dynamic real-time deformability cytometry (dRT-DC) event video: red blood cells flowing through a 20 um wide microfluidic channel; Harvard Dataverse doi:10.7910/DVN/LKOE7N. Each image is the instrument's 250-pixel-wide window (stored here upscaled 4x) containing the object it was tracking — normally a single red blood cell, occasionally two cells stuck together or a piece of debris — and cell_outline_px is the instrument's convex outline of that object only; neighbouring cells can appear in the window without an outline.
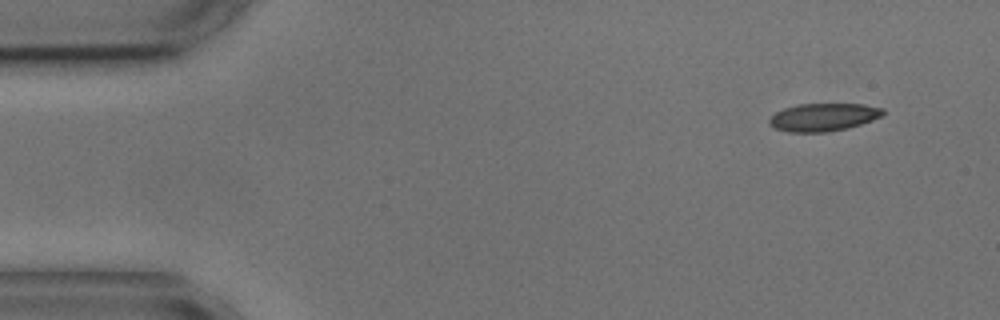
{"species": "common noctule bat (a hibernating species)", "species_latin": "Nyctalus noctula", "temperature_condition": "cold", "stored_images_in_passage": 3, "camera_frame_rate_fps": 3000, "um_per_image_px": 0.085, "animal": {"sex": "male", "body_mass_g": 17.9, "forearm_length_mm": 54.2}, "frame": {"image": 1, "passage_image": 3, "time_ms": 2.333, "image_size_px": [1000, 320], "cell_outline_px": [[884, 112], [880, 116], [872, 120], [848, 128], [828, 132], [788, 132], [776, 128], [768, 124], [768, 120], [776, 112], [784, 108], [796, 104], [864, 104], [884, 108]], "centroid_in_image_um": [69.97, 9.96], "position_along_channel_um": 15.0, "area_um2": 18.44}}